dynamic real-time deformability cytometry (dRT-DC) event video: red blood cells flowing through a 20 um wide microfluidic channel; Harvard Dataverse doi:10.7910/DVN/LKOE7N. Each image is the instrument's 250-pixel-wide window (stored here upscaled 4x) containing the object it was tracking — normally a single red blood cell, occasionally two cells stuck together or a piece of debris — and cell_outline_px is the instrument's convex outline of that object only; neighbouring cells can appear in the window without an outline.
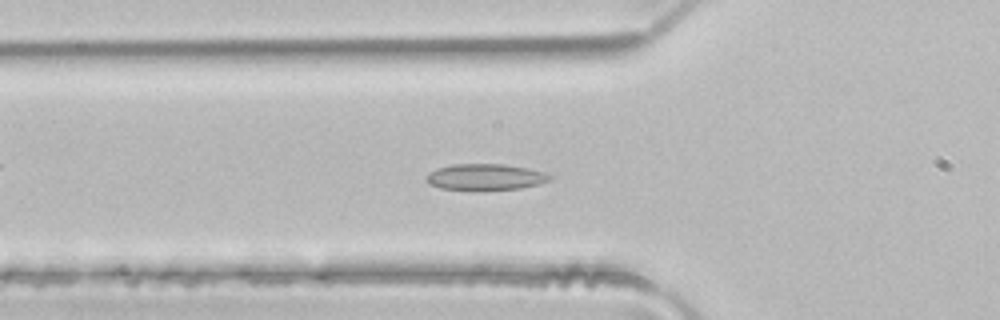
{"species": "common noctule bat (a hibernating species)", "species_latin": "Nyctalus noctula", "temperature_condition": "room temperature", "stored_images_in_passage": 48, "camera_frame_rate_fps": 3000, "um_per_image_px": 0.085, "animal": {"sex": "male", "body_mass_g": 21.5, "forearm_length_mm": 52.0}, "frame": {"image": 1, "passage_image": 16, "time_ms": 5.0, "image_size_px": [1000, 320], "cell_outline_px": [[552, 180], [520, 188], [440, 188], [428, 184], [424, 180], [424, 176], [428, 172], [436, 168], [452, 164], [504, 164], [528, 168], [544, 172], [552, 176]], "centroid_in_image_um": [41.2, 15.0], "position_along_channel_um": 84.6, "area_um2": 18.44}}
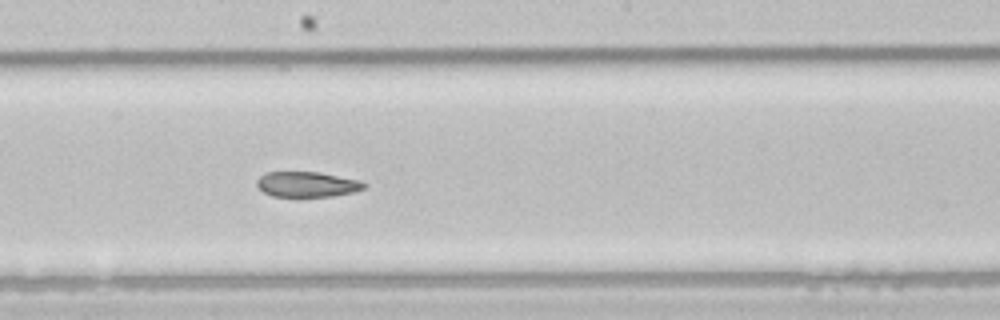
{"frame": {"image": 2, "passage_image": 26, "time_ms": 8.333, "image_size_px": [1000, 320], "cell_outline_px": [[368, 184], [364, 188], [352, 192], [332, 196], [272, 196], [264, 192], [256, 184], [256, 180], [260, 176], [268, 172], [320, 172], [360, 180]], "centroid_in_image_um": [26.11, 15.66], "position_along_channel_um": 222.1, "area_um2": 15.72}}
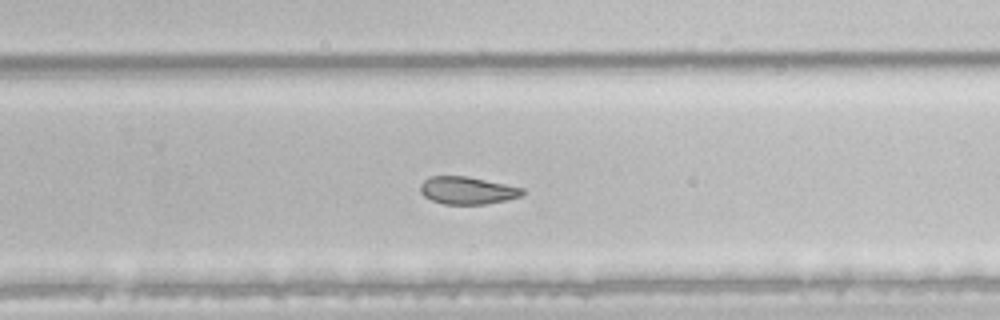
{"frame": {"image": 3, "passage_image": 31, "time_ms": 10.0, "image_size_px": [1000, 320], "cell_outline_px": [[524, 196], [484, 204], [444, 204], [432, 200], [424, 196], [420, 192], [420, 184], [428, 176], [464, 176], [524, 188]], "centroid_in_image_um": [39.7, 16.19], "position_along_channel_um": 290.1, "area_um2": 16.24}, "authors_computed_cell_mechanics": {"area_um2": 20.0277, "velocity_mm_per_s": 4.1119, "shape_relaxation_time_tau1_ms": 9.1022, "shape_relaxation_time_tau2_ms": 1.5196, "deformation_change_tau1": 0.1729, "deformation_change_tau2": 0.0504}}